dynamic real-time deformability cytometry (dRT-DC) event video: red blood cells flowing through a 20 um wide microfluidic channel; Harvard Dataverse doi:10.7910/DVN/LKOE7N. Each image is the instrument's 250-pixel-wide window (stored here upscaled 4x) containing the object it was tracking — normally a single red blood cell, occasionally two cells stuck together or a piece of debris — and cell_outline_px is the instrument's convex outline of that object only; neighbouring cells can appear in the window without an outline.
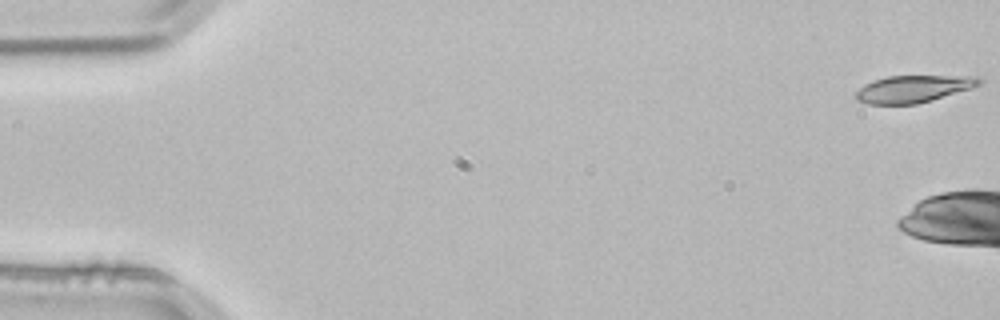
{"species": "common noctule bat (a hibernating species)", "species_latin": "Nyctalus noctula", "temperature_condition": "room temperature", "stored_images_in_passage": 5, "camera_frame_rate_fps": 3000, "um_per_image_px": 0.085, "animal": {"sex": "male", "body_mass_g": 21.5, "forearm_length_mm": 52.0}, "frame": {"image": 1, "passage_image": 1, "time_ms": 0.0, "image_size_px": [1000, 320], "cell_outline_px": [[984, 80], [980, 84], [972, 88], [932, 100], [916, 104], [868, 104], [856, 100], [852, 96], [864, 84], [872, 80], [888, 76], [976, 76]], "centroid_in_image_um": [77.6, 7.55], "position_along_channel_um": 7.4, "area_um2": 19.65}}